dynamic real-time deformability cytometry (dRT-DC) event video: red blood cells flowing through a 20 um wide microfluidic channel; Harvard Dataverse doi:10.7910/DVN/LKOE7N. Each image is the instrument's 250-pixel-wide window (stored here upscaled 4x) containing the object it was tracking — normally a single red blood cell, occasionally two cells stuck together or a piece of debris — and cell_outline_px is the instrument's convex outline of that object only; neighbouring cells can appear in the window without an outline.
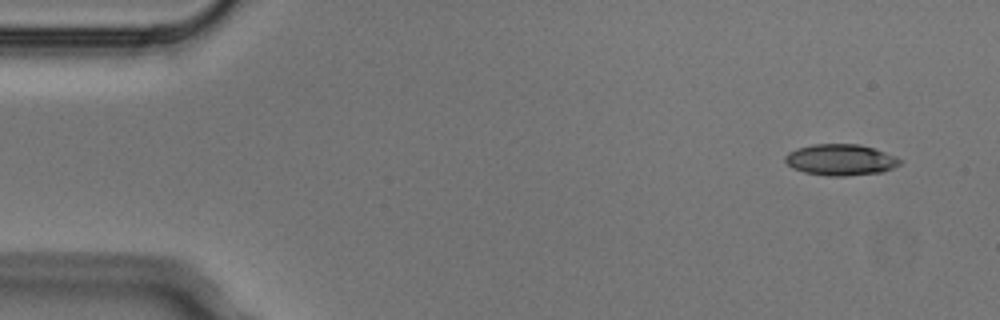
{"species": "Egyptian fruit bat (a non-hibernating species)", "species_latin": "Rousettus aegyptiacus", "temperature_condition": "cold", "stored_images_in_passage": 5, "camera_frame_rate_fps": 3000, "um_per_image_px": 0.085, "animal": {"sex": "male"}, "frame": {"image": 1, "passage_image": 1, "time_ms": 0.0, "image_size_px": [1000, 320], "cell_outline_px": [[900, 164], [884, 172], [844, 176], [828, 176], [804, 172], [792, 168], [784, 160], [784, 156], [788, 152], [796, 148], [812, 144], [860, 144], [896, 156], [900, 160]], "centroid_in_image_um": [71.42, 13.58], "position_along_channel_um": 13.6, "area_um2": 20.92}}